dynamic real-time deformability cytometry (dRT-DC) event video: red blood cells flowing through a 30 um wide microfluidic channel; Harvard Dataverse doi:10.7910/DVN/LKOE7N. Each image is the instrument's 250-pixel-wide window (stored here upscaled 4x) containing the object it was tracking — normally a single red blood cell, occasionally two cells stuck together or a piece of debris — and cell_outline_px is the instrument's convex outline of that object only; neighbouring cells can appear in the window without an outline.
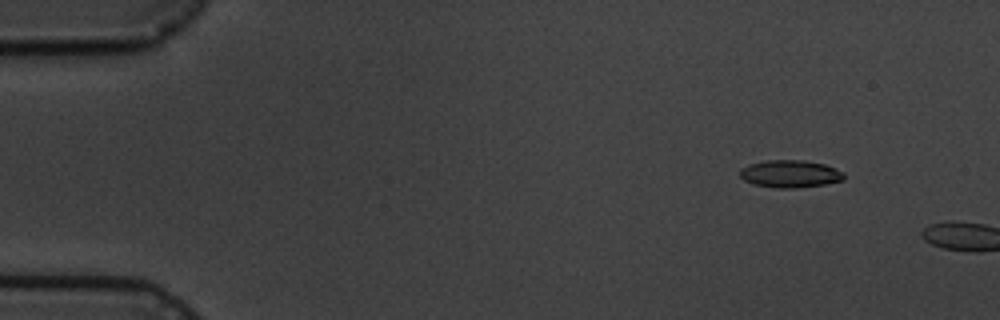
{"species": "common noctule bat (a hibernating species)", "species_latin": "Nyctalus noctula", "temperature_condition": "cold", "stored_images_in_passage": 2, "camera_frame_rate_fps": 3000, "um_per_image_px": 0.085, "animal": {"sex": "male", "body_mass_g": 19.5, "forearm_length_mm": 54.6}, "frame": {"image": 1, "passage_image": 1, "time_ms": 0.0, "image_size_px": [1000, 320], "cell_outline_px": [[844, 180], [824, 184], [796, 188], [776, 188], [752, 184], [744, 180], [740, 176], [740, 168], [748, 164], [768, 160], [804, 160], [824, 164], [844, 172]], "centroid_in_image_um": [67.14, 14.77], "position_along_channel_um": 17.9, "area_um2": 16.7}}